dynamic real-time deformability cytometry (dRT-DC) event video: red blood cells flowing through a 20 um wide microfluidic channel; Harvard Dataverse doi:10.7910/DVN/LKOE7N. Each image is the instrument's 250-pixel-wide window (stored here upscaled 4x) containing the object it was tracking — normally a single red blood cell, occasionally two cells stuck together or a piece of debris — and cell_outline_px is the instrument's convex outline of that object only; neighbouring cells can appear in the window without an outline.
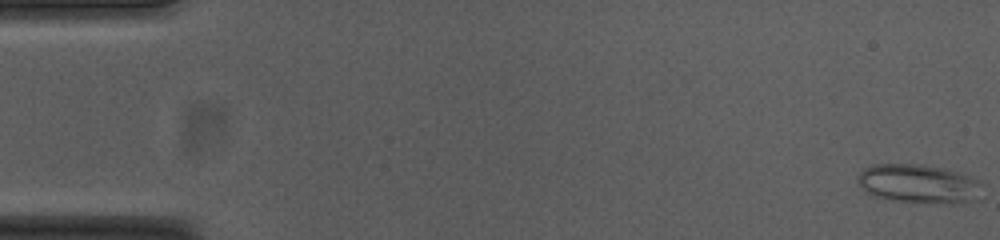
{"species": "common noctule bat (a hibernating species)", "species_latin": "Nyctalus noctula", "temperature_condition": "cold", "stored_images_in_passage": 54, "camera_frame_rate_fps": 3000, "um_per_image_px": 0.085, "animal": {"sex": "female", "body_mass_g": 23.0, "forearm_length_mm": 53.4}, "frame": {"image": 1, "passage_image": 1, "time_ms": 0.0, "image_size_px": [1000, 240], "cell_outline_px": [[984, 184], [976, 200], [952, 204], [888, 200], [864, 192], [856, 180], [860, 172], [864, 168], [872, 164], [924, 164], [960, 172], [972, 176]], "centroid_in_image_um": [78.1, 15.62], "position_along_channel_um": 6.9, "area_um2": 28.67}}
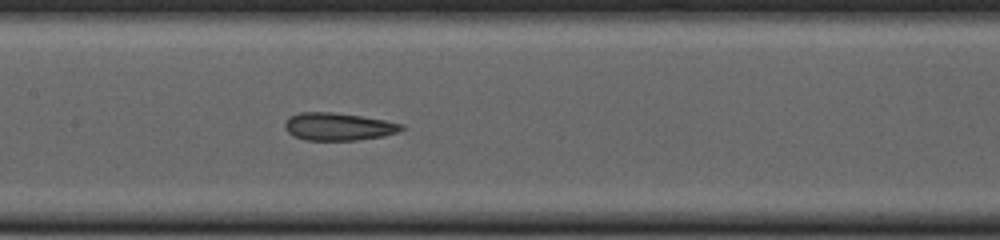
{"frame": {"image": 2, "passage_image": 26, "time_ms": 8.333, "image_size_px": [1000, 240], "cell_outline_px": [[404, 128], [400, 132], [384, 136], [356, 140], [304, 140], [292, 136], [284, 128], [284, 124], [288, 116], [300, 112], [332, 112], [360, 116], [384, 120], [404, 124]], "centroid_in_image_um": [28.74, 10.76], "position_along_channel_um": 178.7, "area_um2": 18.96}}
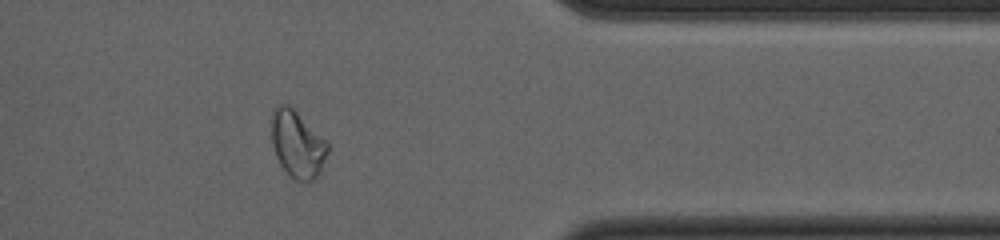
{"frame": {"image": 3, "passage_image": 44, "time_ms": 14.333, "image_size_px": [1000, 240], "cell_outline_px": [[328, 152], [320, 172], [316, 180], [304, 184], [296, 180], [280, 164], [276, 156], [272, 144], [272, 112], [276, 104], [288, 104], [328, 144]], "centroid_in_image_um": [25.27, 12.3], "position_along_channel_um": 386.1, "area_um2": 21.62}, "authors_computed_cell_mechanics": {"area_um2": 21.0681, "velocity_mm_per_s": 3.763, "shape_relaxation_time_tau1_ms": null, "shape_relaxation_time_tau2_ms": 1.4739, "deformation_change_tau1": null, "deformation_change_tau2": 0.0793}}